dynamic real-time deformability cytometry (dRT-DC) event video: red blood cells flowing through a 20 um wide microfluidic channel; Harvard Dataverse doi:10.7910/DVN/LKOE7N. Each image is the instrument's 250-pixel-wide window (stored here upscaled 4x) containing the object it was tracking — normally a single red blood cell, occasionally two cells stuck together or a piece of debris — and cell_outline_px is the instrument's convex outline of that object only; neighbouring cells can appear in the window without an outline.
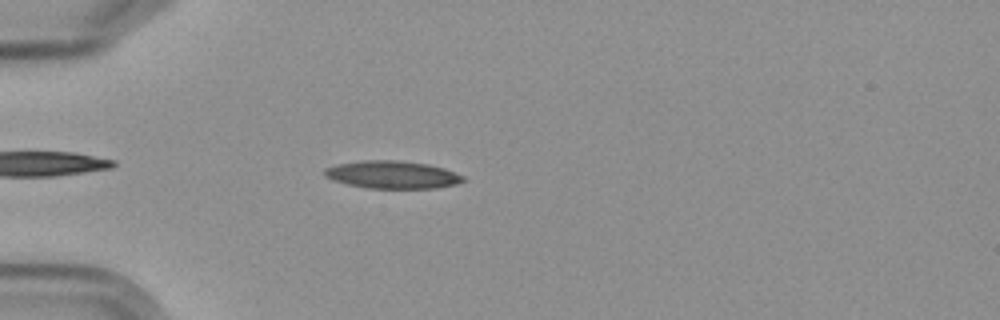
{"species": "Egyptian fruit bat (a non-hibernating species)", "species_latin": "Rousettus aegyptiacus", "temperature_condition": "cold", "stored_images_in_passage": 2, "camera_frame_rate_fps": 3000, "um_per_image_px": 0.085, "frame": {"image": 1, "passage_image": 1, "time_ms": 0.0, "image_size_px": [1000, 320], "cell_outline_px": [[464, 180], [456, 184], [436, 188], [368, 188], [348, 184], [332, 180], [324, 176], [324, 168], [336, 164], [364, 160], [400, 160], [428, 164], [444, 168], [464, 176]], "centroid_in_image_um": [33.32, 14.84], "position_along_channel_um": 51.7, "area_um2": 22.37}}